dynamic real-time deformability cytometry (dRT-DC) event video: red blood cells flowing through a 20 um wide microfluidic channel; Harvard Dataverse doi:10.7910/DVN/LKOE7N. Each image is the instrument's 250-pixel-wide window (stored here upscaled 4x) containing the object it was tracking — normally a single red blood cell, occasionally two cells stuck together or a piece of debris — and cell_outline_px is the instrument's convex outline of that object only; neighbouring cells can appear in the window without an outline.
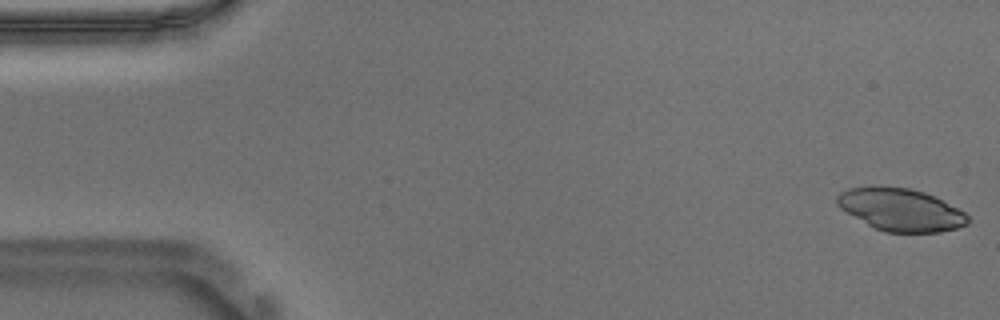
{"species": "Egyptian fruit bat (a non-hibernating species)", "species_latin": "Rousettus aegyptiacus", "temperature_condition": "warm", "stored_images_in_passage": 53, "camera_frame_rate_fps": 3000, "um_per_image_px": 0.085, "animal": {"sex": "male"}, "frame": {"image": 1, "passage_image": 1, "time_ms": 0.0, "image_size_px": [1000, 320], "cell_outline_px": [[968, 224], [956, 228], [940, 232], [884, 232], [868, 224], [840, 208], [836, 204], [836, 196], [840, 192], [848, 188], [908, 188], [924, 192], [936, 196], [964, 212], [968, 216]], "centroid_in_image_um": [76.59, 17.84], "position_along_channel_um": 8.4, "area_um2": 31.73}}
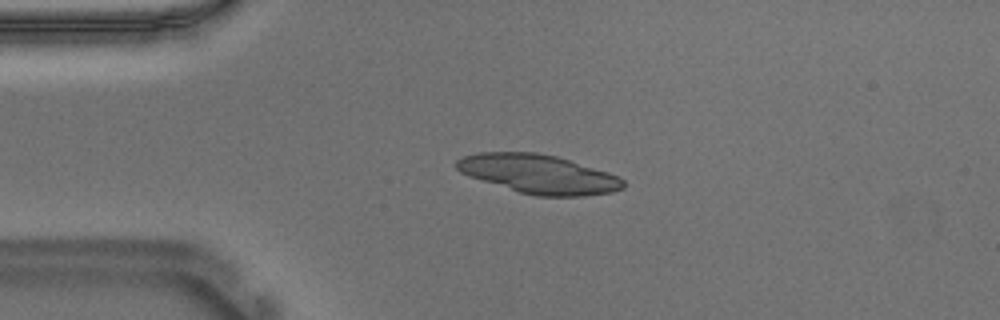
{"frame": {"image": 2, "passage_image": 12, "time_ms": 3.667, "image_size_px": [1000, 320], "cell_outline_px": [[624, 188], [612, 192], [584, 196], [536, 196], [520, 192], [468, 176], [460, 172], [456, 168], [456, 160], [464, 156], [480, 152], [536, 152], [556, 156], [608, 172], [624, 180]], "centroid_in_image_um": [45.77, 14.79], "position_along_channel_um": 39.2, "area_um2": 37.57}}